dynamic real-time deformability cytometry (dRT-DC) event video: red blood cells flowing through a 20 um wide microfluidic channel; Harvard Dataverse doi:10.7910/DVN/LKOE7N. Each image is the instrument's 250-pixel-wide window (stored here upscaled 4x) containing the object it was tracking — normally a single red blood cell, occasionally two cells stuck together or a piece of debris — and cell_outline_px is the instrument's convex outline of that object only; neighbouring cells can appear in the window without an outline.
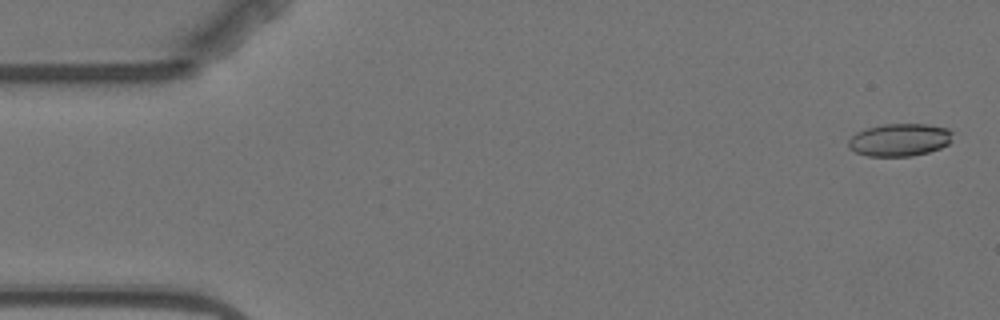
{"species": "Egyptian fruit bat (a non-hibernating species)", "species_latin": "Rousettus aegyptiacus", "temperature_condition": "warm", "stored_images_in_passage": 5, "camera_frame_rate_fps": 3000, "um_per_image_px": 0.085, "animal": {"sex": "female"}, "frame": {"image": 1, "passage_image": 1, "time_ms": 0.0, "image_size_px": [1000, 320], "cell_outline_px": [[952, 140], [948, 144], [940, 148], [928, 152], [912, 156], [868, 156], [856, 152], [848, 148], [848, 140], [856, 132], [864, 128], [884, 124], [924, 124], [948, 128], [952, 132]], "centroid_in_image_um": [76.45, 11.88], "position_along_channel_um": 8.6, "area_um2": 19.94}}
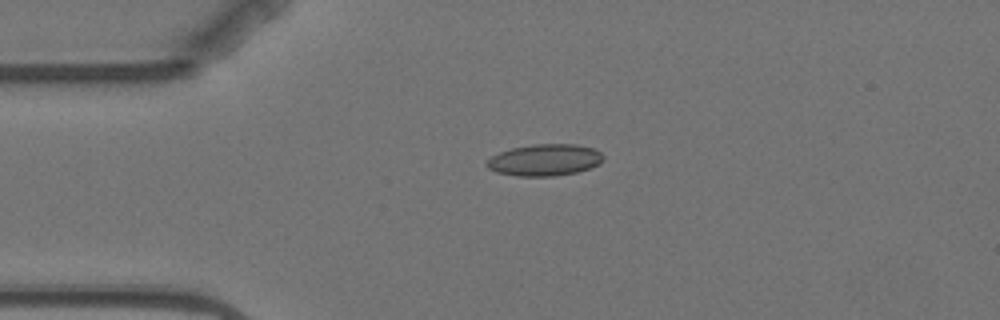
{"frame": {"image": 2, "passage_image": 4, "time_ms": 3.667, "image_size_px": [1000, 320], "cell_outline_px": [[604, 160], [600, 164], [576, 172], [552, 176], [516, 176], [496, 172], [488, 168], [484, 164], [492, 156], [500, 152], [512, 148], [536, 144], [576, 144], [592, 148], [600, 152], [604, 156]], "centroid_in_image_um": [46.3, 13.6], "position_along_channel_um": 38.7, "area_um2": 21.44}}